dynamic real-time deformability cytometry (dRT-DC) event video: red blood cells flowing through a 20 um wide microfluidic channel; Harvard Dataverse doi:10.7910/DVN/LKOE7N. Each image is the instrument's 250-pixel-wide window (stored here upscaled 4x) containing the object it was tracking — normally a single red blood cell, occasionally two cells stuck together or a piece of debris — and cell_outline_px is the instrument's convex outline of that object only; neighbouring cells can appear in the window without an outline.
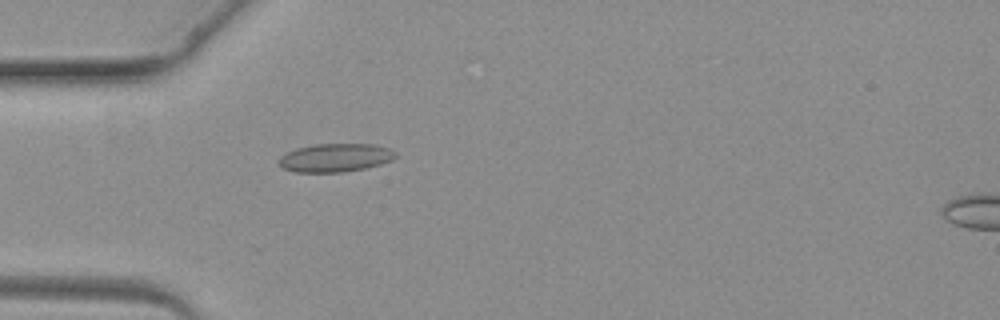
{"species": "common noctule bat (a hibernating species)", "species_latin": "Nyctalus noctula", "temperature_condition": "warm", "stored_images_in_passage": 2, "camera_frame_rate_fps": 3000, "um_per_image_px": 0.085, "animal": {"sex": "female", "body_mass_g": 19.3, "forearm_length_mm": 54.1}, "frame": {"image": 1, "passage_image": 2, "time_ms": 1.333, "image_size_px": [1000, 320], "cell_outline_px": [[396, 156], [392, 160], [380, 164], [364, 168], [340, 172], [296, 172], [284, 168], [280, 164], [280, 156], [284, 152], [296, 148], [312, 144], [376, 144], [388, 148], [396, 152]], "centroid_in_image_um": [28.49, 13.39], "position_along_channel_um": 56.5, "area_um2": 19.25}}